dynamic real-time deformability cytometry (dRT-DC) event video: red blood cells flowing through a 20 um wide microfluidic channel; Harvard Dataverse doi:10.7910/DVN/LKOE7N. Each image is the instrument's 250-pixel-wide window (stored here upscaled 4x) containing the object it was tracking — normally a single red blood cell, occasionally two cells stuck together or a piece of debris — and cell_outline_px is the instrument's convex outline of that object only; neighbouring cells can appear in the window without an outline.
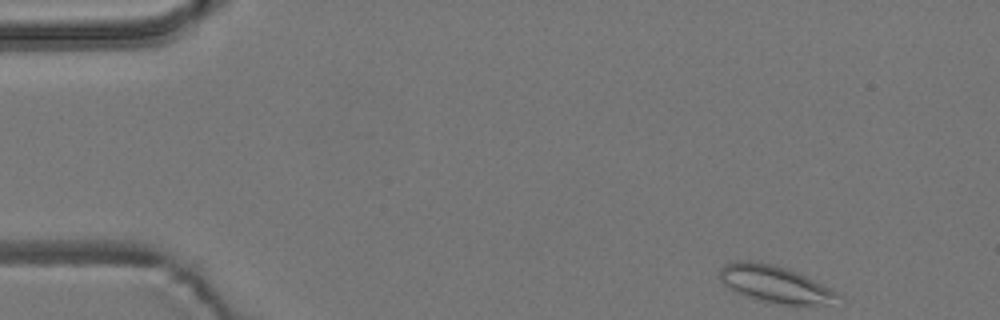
{"species": "common noctule bat (a hibernating species)", "species_latin": "Nyctalus noctula", "temperature_condition": "room temperature", "stored_images_in_passage": 25, "camera_frame_rate_fps": 3000, "um_per_image_px": 0.085, "animal": {"sex": "male", "body_mass_g": 19.2, "forearm_length_mm": 51.8}, "frame": {"image": 1, "passage_image": 1, "time_ms": 0.0, "image_size_px": [1000, 320], "cell_outline_px": [[844, 300], [832, 304], [784, 304], [764, 300], [748, 296], [736, 292], [724, 284], [720, 280], [720, 268], [724, 264], [732, 260], [760, 260], [788, 268], [844, 296]], "centroid_in_image_um": [65.87, 24.11], "position_along_channel_um": 19.1, "area_um2": 25.37}}
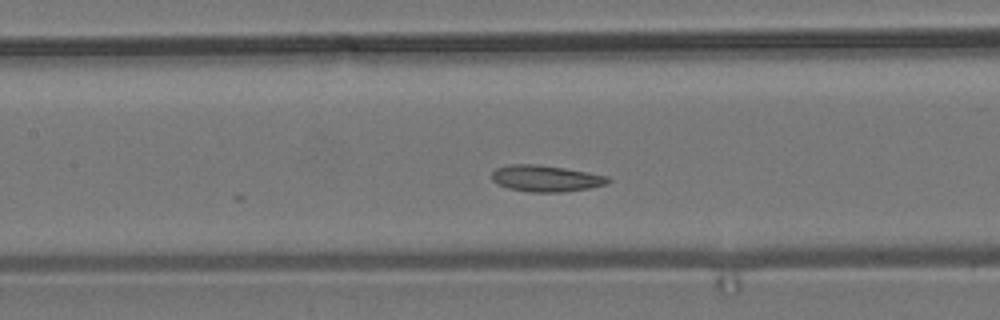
{"frame": {"image": 2, "passage_image": 21, "time_ms": 6.667, "image_size_px": [1000, 320], "cell_outline_px": [[612, 180], [608, 184], [588, 188], [564, 192], [528, 192], [508, 188], [496, 184], [492, 180], [492, 172], [496, 168], [512, 164], [536, 164], [564, 168], [608, 176]], "centroid_in_image_um": [46.39, 15.17], "position_along_channel_um": 161.0, "area_um2": 17.92}}
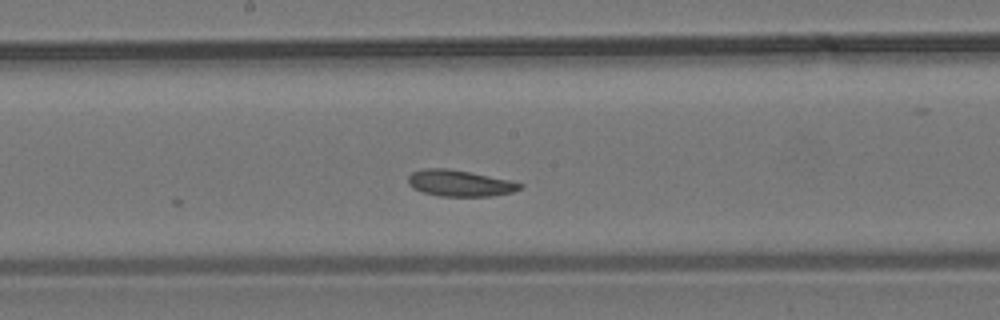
{"frame": {"image": 3, "passage_image": 25, "time_ms": 8.0, "image_size_px": [1000, 320], "cell_outline_px": [[524, 184], [520, 188], [512, 192], [492, 196], [440, 196], [424, 192], [412, 188], [408, 184], [408, 176], [412, 172], [424, 168], [448, 168], [508, 180]], "centroid_in_image_um": [39.03, 15.57], "position_along_channel_um": 209.2, "area_um2": 16.94}}